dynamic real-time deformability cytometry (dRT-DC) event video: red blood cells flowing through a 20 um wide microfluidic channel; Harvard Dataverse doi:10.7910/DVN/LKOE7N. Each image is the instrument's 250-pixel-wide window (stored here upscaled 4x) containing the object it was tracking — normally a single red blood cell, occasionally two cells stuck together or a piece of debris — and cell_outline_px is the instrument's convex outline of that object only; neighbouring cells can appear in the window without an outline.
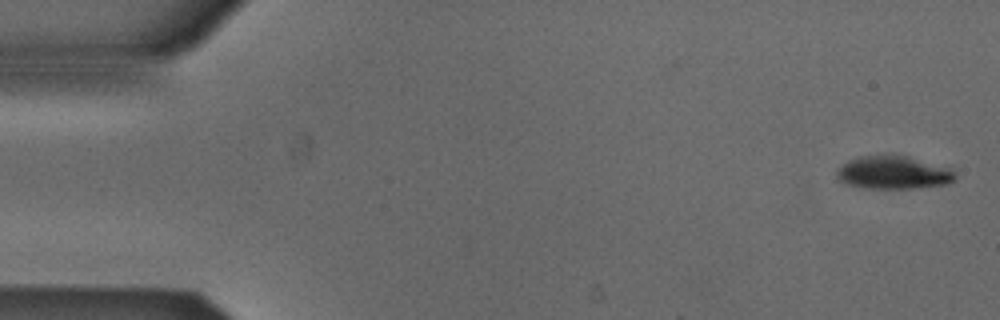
{"species": "Egyptian fruit bat (a non-hibernating species)", "species_latin": "Rousettus aegyptiacus", "temperature_condition": "cold", "stored_images_in_passage": 52, "camera_frame_rate_fps": 3000, "um_per_image_px": 0.085, "animal": {"sex": "male"}, "frame": {"image": 1, "passage_image": 1, "time_ms": 0.0, "image_size_px": [1000, 320], "cell_outline_px": [[956, 176], [948, 184], [912, 188], [860, 188], [836, 180], [836, 172], [848, 160], [856, 156], [908, 156], [948, 168]], "centroid_in_image_um": [75.87, 14.68], "position_along_channel_um": 9.1, "area_um2": 22.43}}
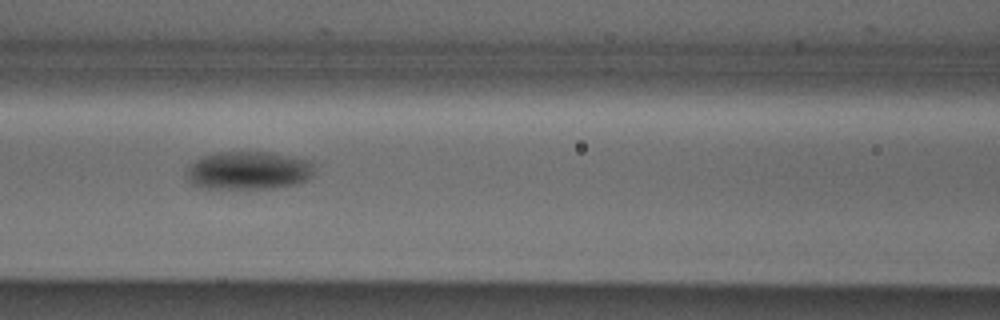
{"frame": {"image": 2, "passage_image": 22, "time_ms": 7.0, "image_size_px": [1000, 320], "cell_outline_px": [[312, 176], [308, 180], [300, 184], [272, 188], [204, 188], [192, 184], [184, 176], [188, 168], [196, 160], [204, 156], [216, 152], [272, 152], [312, 160]], "centroid_in_image_um": [21.15, 14.49], "position_along_channel_um": 145.5, "area_um2": 28.67}}
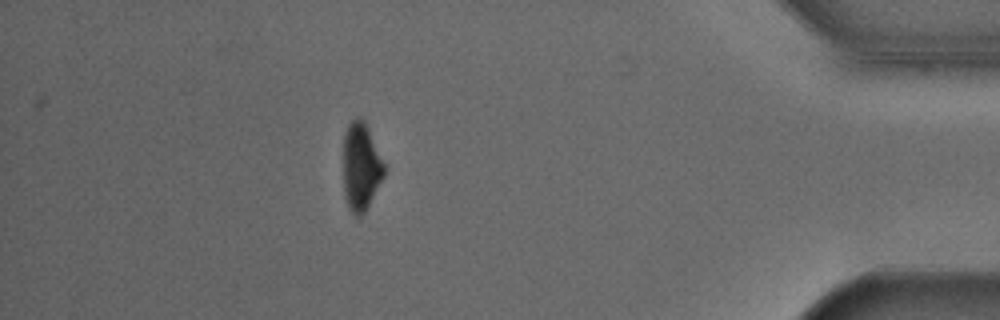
{"frame": {"image": 3, "passage_image": 46, "time_ms": 15.0, "image_size_px": [1000, 320], "cell_outline_px": [[384, 176], [364, 212], [360, 216], [356, 216], [348, 208], [344, 196], [344, 132], [348, 124], [356, 116], [360, 116], [364, 120], [368, 128], [384, 164]], "centroid_in_image_um": [30.66, 14.14], "position_along_channel_um": 404.5, "area_um2": 20.69}, "authors_computed_cell_mechanics": {"area_um2": 25.3742, "velocity_mm_per_s": 3.8616, "shape_relaxation_time_tau1_ms": 2.7565, "shape_relaxation_time_tau2_ms": null, "deformation_change_tau1": 0.0763, "deformation_change_tau2": null}}